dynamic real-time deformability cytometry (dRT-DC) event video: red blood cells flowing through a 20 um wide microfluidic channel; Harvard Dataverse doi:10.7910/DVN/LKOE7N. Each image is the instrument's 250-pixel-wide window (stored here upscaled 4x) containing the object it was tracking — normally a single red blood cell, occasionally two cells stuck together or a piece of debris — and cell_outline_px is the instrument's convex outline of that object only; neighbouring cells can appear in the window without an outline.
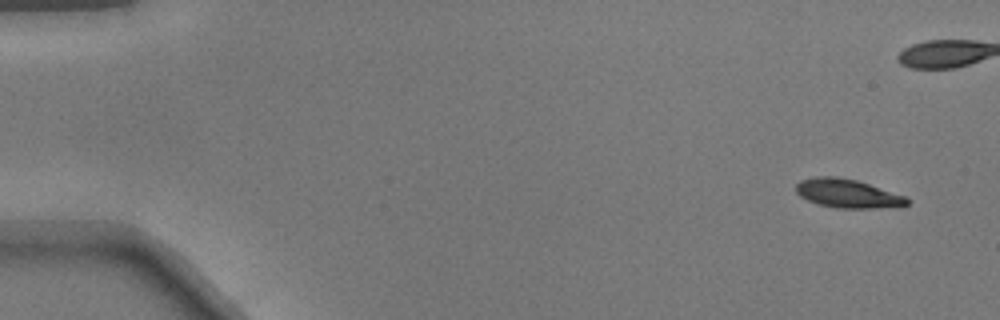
{"species": "common noctule bat (a hibernating species)", "species_latin": "Nyctalus noctula", "temperature_condition": "warm", "stored_images_in_passage": 13, "camera_frame_rate_fps": 3000, "um_per_image_px": 0.085, "animal": {"sex": "male", "body_mass_g": 17.9}, "frame": {"image": 1, "passage_image": 1, "time_ms": 0.0, "image_size_px": [1000, 320], "cell_outline_px": [[908, 204], [872, 208], [836, 208], [820, 204], [808, 200], [800, 196], [796, 192], [796, 184], [800, 180], [816, 176], [836, 176], [856, 180], [904, 196], [908, 200]], "centroid_in_image_um": [71.96, 16.43], "position_along_channel_um": 13.0, "area_um2": 18.15}}